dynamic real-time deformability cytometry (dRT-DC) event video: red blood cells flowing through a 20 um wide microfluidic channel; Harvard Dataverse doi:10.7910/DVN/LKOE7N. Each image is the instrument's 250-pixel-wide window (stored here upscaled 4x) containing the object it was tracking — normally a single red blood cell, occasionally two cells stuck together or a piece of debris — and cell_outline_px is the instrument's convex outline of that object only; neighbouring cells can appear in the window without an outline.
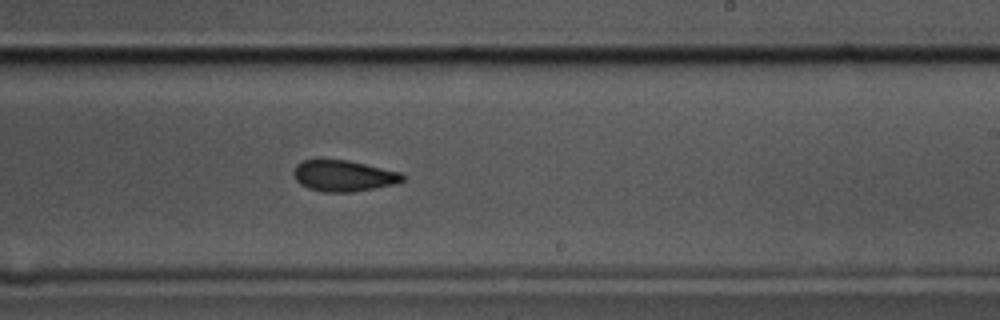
{"species": "common noctule bat (a hibernating species)", "species_latin": "Nyctalus noctula", "temperature_condition": "cold", "stored_images_in_passage": 55, "camera_frame_rate_fps": 3000, "um_per_image_px": 0.085, "animal": {"sex": "male", "body_mass_g": 17.5, "forearm_length_mm": 52.3}, "frame": {"image": 1, "passage_image": 32, "time_ms": 10.333, "image_size_px": [1000, 320], "cell_outline_px": [[404, 180], [392, 184], [352, 192], [324, 192], [308, 188], [300, 184], [296, 180], [292, 172], [296, 164], [304, 160], [348, 160], [400, 172], [404, 176]], "centroid_in_image_um": [29.15, 14.94], "position_along_channel_um": 259.8, "area_um2": 19.54}, "authors_computed_cell_mechanics": {"area_um2": 20.9236, "velocity_mm_per_s": 3.578, "shape_relaxation_time_tau1_ms": 3.9313, "shape_relaxation_time_tau2_ms": 5.9387, "deformation_change_tau1": 0.0935, "deformation_change_tau2": 0.1123}}